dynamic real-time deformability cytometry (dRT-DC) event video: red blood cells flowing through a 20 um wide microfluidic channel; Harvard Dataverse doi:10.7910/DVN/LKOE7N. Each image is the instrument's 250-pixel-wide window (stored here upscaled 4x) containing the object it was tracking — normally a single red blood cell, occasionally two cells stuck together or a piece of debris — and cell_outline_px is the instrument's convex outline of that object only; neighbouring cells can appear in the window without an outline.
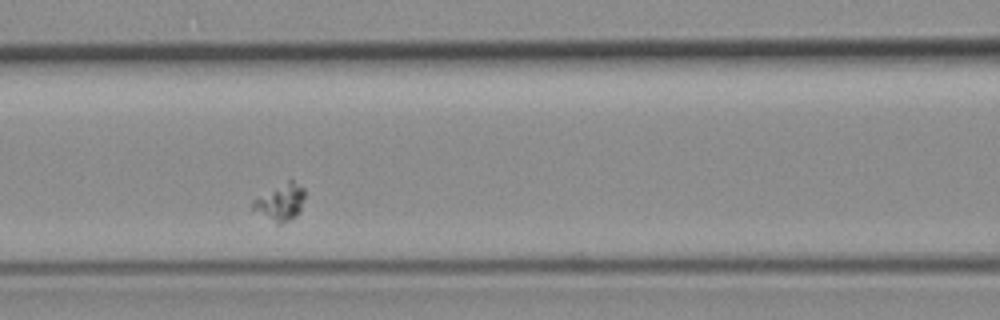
{"species": "common noctule bat (a hibernating species)", "species_latin": "Nyctalus noctula", "temperature_condition": "room temperature", "stored_images_in_passage": 38, "camera_frame_rate_fps": 3000, "um_per_image_px": 0.085, "animal": {"sex": "female", "body_mass_g": 19.3, "forearm_length_mm": 54.1}, "frame": {"image": 1, "passage_image": 12, "time_ms": 3.667, "image_size_px": [1000, 320], "cell_outline_px": [[304, 196], [300, 212], [296, 216], [280, 224], [276, 224], [252, 208], [252, 204], [256, 200], [288, 180], [292, 180], [304, 188]], "centroid_in_image_um": [23.9, 17.21], "position_along_channel_um": 142.7, "area_um2": 10.52}}
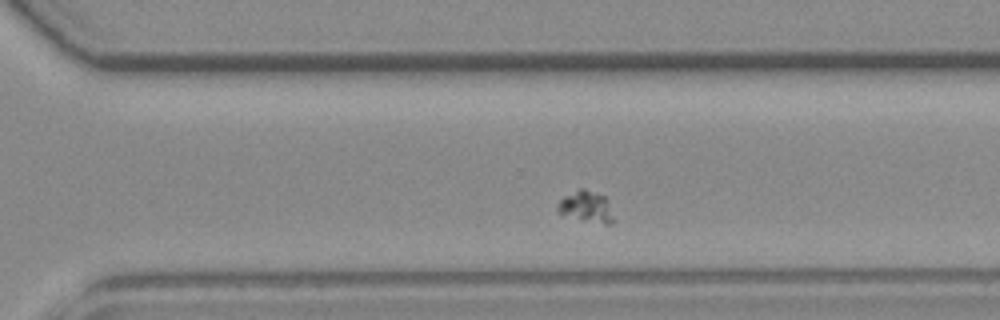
{"frame": {"image": 2, "passage_image": 27, "time_ms": 8.667, "image_size_px": [1000, 320], "cell_outline_px": [[616, 220], [608, 224], [604, 224], [580, 220], [560, 216], [556, 212], [556, 204], [564, 196], [580, 188], [584, 188], [596, 192], [604, 196]], "centroid_in_image_um": [49.77, 17.6], "position_along_channel_um": 320.8, "area_um2": 10.58}}
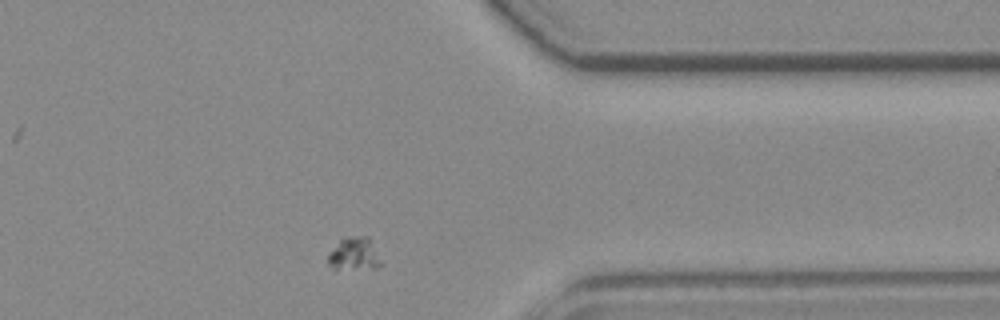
{"frame": {"image": 3, "passage_image": 33, "time_ms": 10.667, "image_size_px": [1000, 320], "cell_outline_px": [[384, 264], [376, 268], [332, 268], [328, 264], [328, 252], [344, 236], [368, 236]], "centroid_in_image_um": [30.12, 21.57], "position_along_channel_um": 381.3, "area_um2": 10.23}}